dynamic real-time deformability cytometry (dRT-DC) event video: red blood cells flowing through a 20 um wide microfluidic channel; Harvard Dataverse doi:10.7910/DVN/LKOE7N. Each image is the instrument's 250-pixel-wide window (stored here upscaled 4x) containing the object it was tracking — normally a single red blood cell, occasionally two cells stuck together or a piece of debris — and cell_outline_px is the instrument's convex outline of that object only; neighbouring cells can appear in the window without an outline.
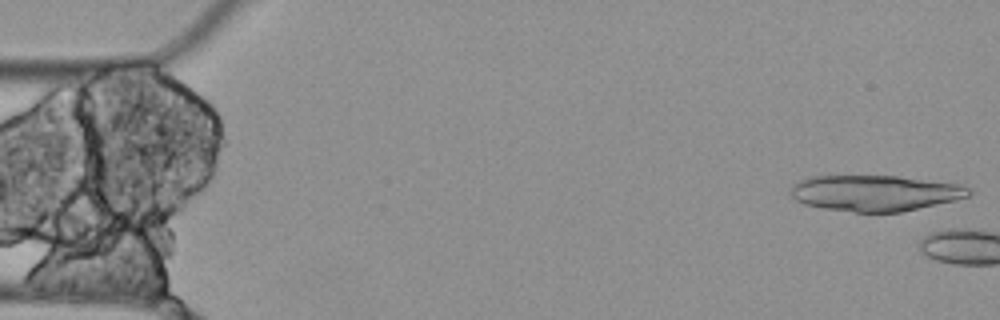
{"species": "Egyptian fruit bat (a non-hibernating species)", "species_latin": "Rousettus aegyptiacus", "temperature_condition": "cold", "stored_images_in_passage": 6, "camera_frame_rate_fps": 3000, "um_per_image_px": 0.085, "animal": {"sex": "female"}, "frame": {"image": 1, "passage_image": 1, "time_ms": 0.0, "image_size_px": [1000, 320], "cell_outline_px": [[972, 192], [968, 196], [956, 200], [900, 212], [856, 212], [824, 208], [804, 204], [796, 200], [792, 196], [788, 188], [792, 184], [800, 180], [812, 176], [896, 176], [956, 184], [968, 188]], "centroid_in_image_um": [74.32, 16.41], "position_along_channel_um": 10.7, "area_um2": 36.99}}